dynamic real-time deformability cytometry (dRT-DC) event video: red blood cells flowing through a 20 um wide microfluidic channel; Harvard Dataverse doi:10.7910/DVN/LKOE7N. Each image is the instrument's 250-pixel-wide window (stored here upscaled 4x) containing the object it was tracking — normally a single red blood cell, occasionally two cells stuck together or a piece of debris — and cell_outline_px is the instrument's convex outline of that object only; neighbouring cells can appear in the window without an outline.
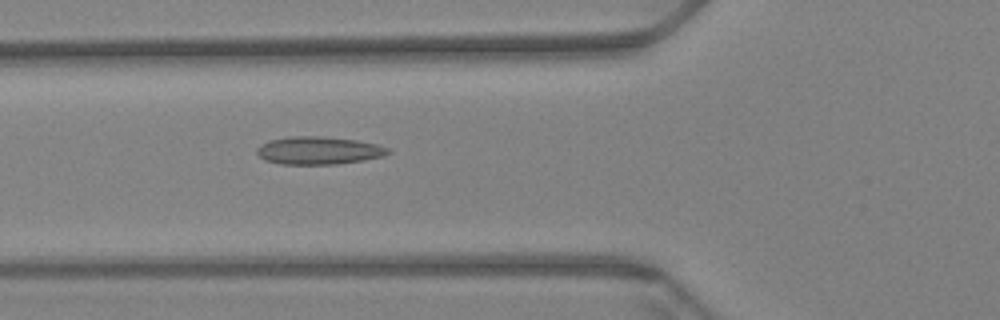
{"species": "Egyptian fruit bat (a non-hibernating species)", "species_latin": "Rousettus aegyptiacus", "temperature_condition": "warm", "stored_images_in_passage": 59, "camera_frame_rate_fps": 3000, "um_per_image_px": 0.085, "animal": {"sex": "female"}, "frame": {"image": 1, "passage_image": 22, "time_ms": 7.0, "image_size_px": [1000, 320], "cell_outline_px": [[392, 152], [384, 156], [364, 160], [336, 164], [280, 164], [264, 160], [256, 152], [256, 148], [260, 144], [268, 140], [288, 136], [320, 136], [356, 140], [376, 144], [388, 148]], "centroid_in_image_um": [27.05, 12.79], "position_along_channel_um": 98.7, "area_um2": 21.39}}
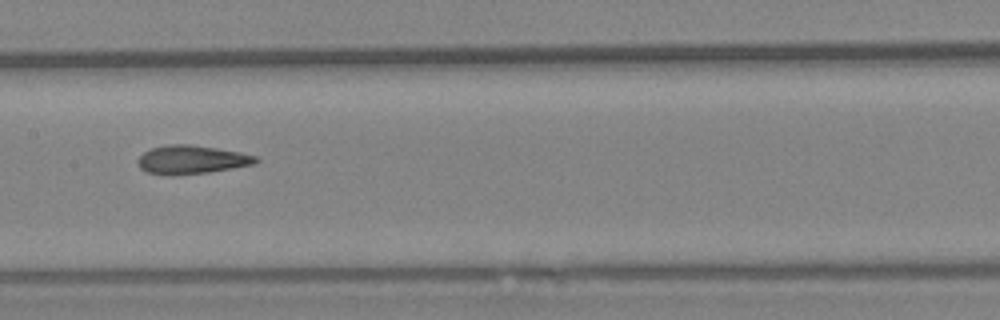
{"frame": {"image": 2, "passage_image": 30, "time_ms": 9.667, "image_size_px": [1000, 320], "cell_outline_px": [[260, 160], [256, 164], [208, 172], [148, 172], [140, 168], [136, 160], [144, 152], [152, 148], [168, 144], [192, 144], [240, 152], [256, 156]], "centroid_in_image_um": [16.35, 13.52], "position_along_channel_um": 191.1, "area_um2": 18.84}}
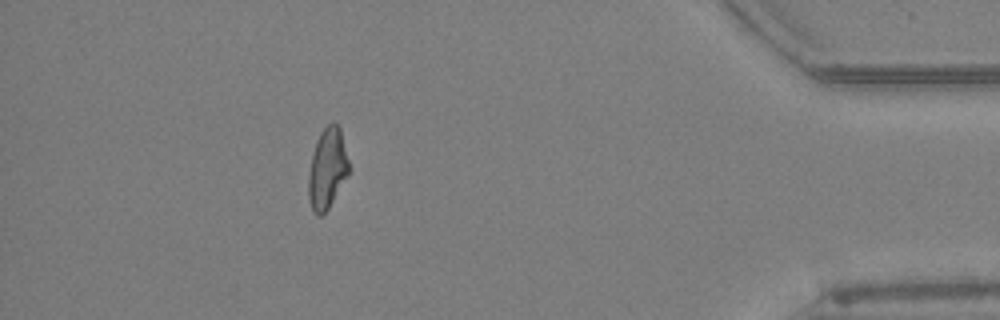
{"frame": {"image": 3, "passage_image": 53, "time_ms": 17.333, "image_size_px": [1000, 320], "cell_outline_px": [[352, 168], [348, 176], [328, 208], [320, 216], [316, 216], [312, 212], [308, 196], [308, 176], [312, 156], [316, 140], [320, 132], [332, 120], [340, 128]], "centroid_in_image_um": [27.84, 14.32], "position_along_channel_um": 407.4, "area_um2": 19.36}, "authors_computed_cell_mechanics": {"area_um2": 19.7098, "velocity_mm_per_s": 3.4745, "shape_relaxation_time_tau1_ms": null, "shape_relaxation_time_tau2_ms": 2.6052, "deformation_change_tau1": null, "deformation_change_tau2": 0.128}}